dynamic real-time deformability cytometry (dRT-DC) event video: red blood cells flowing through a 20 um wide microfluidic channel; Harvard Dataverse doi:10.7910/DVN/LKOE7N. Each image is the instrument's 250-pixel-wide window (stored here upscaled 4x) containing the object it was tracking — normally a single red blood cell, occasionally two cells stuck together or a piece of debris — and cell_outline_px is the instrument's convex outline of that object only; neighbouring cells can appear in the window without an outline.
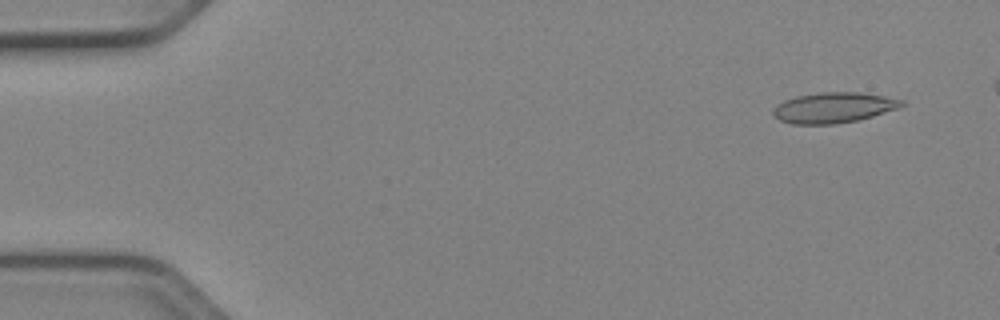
{"species": "Egyptian fruit bat (a non-hibernating species)", "species_latin": "Rousettus aegyptiacus", "temperature_condition": "cold", "stored_images_in_passage": 50, "camera_frame_rate_fps": 3000, "um_per_image_px": 0.085, "animal": {"sex": "female"}, "frame": {"image": 1, "passage_image": 4, "time_ms": 1.0, "image_size_px": [1000, 320], "cell_outline_px": [[904, 104], [900, 108], [872, 116], [856, 120], [836, 124], [792, 124], [780, 120], [772, 116], [772, 108], [776, 104], [784, 100], [796, 96], [820, 92], [860, 92], [884, 96], [904, 100]], "centroid_in_image_um": [70.82, 9.14], "position_along_channel_um": 14.2, "area_um2": 23.0}}
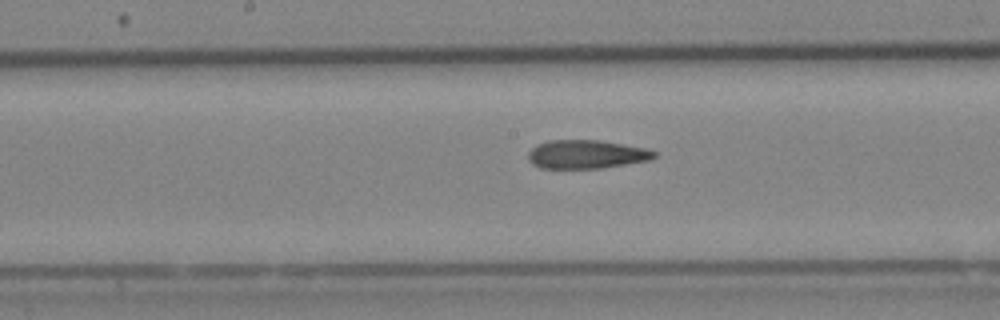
{"frame": {"image": 2, "passage_image": 27, "time_ms": 8.667, "image_size_px": [1000, 320], "cell_outline_px": [[656, 156], [652, 160], [600, 168], [540, 168], [532, 164], [528, 160], [528, 152], [536, 144], [548, 140], [600, 140], [644, 148], [656, 152]], "centroid_in_image_um": [49.81, 13.11], "position_along_channel_um": 198.4, "area_um2": 21.04}}
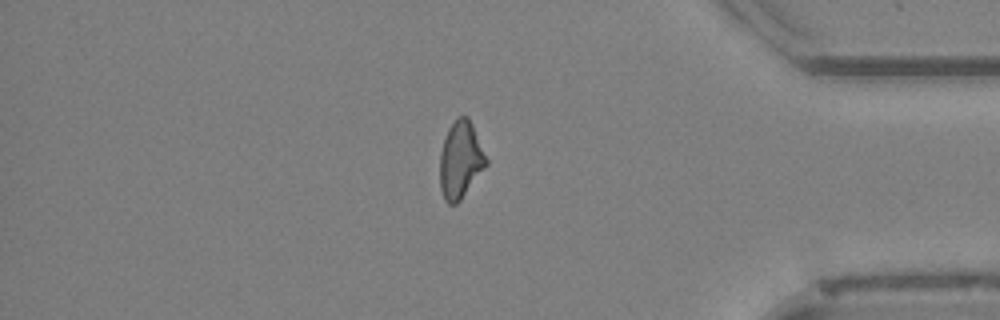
{"frame": {"image": 3, "passage_image": 44, "time_ms": 14.333, "image_size_px": [1000, 320], "cell_outline_px": [[488, 164], [460, 200], [456, 204], [448, 204], [444, 200], [440, 188], [440, 152], [448, 128], [456, 116], [468, 116], [472, 124], [488, 160]], "centroid_in_image_um": [39.13, 13.59], "position_along_channel_um": 396.1, "area_um2": 20.81}, "authors_computed_cell_mechanics": {"area_um2": 21.7906, "velocity_mm_per_s": 3.9735, "shape_relaxation_time_tau1_ms": null, "shape_relaxation_time_tau2_ms": 4.4224, "deformation_change_tau1": null, "deformation_change_tau2": 0.124}}